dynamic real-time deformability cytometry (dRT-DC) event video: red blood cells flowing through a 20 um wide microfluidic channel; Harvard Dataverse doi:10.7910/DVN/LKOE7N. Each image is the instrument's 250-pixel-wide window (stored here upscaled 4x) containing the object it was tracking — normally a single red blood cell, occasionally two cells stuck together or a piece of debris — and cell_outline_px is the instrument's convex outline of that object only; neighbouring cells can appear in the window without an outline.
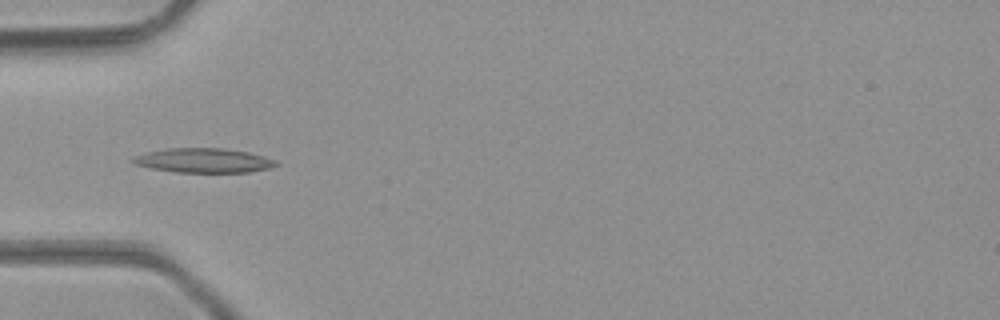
{"species": "common noctule bat (a hibernating species)", "species_latin": "Nyctalus noctula", "temperature_condition": "room temperature", "stored_images_in_passage": 10, "camera_frame_rate_fps": 3000, "um_per_image_px": 0.085, "animal": {"sex": "male", "body_mass_g": 23.1, "forearm_length_mm": 52.7}, "frame": {"image": 1, "passage_image": 4, "time_ms": 1.0, "image_size_px": [1000, 320], "cell_outline_px": [[280, 164], [268, 168], [248, 172], [176, 172], [152, 168], [136, 164], [128, 160], [132, 156], [148, 152], [168, 148], [224, 148], [248, 152], [264, 156], [276, 160]], "centroid_in_image_um": [17.3, 13.63], "position_along_channel_um": 67.7, "area_um2": 20.35}}
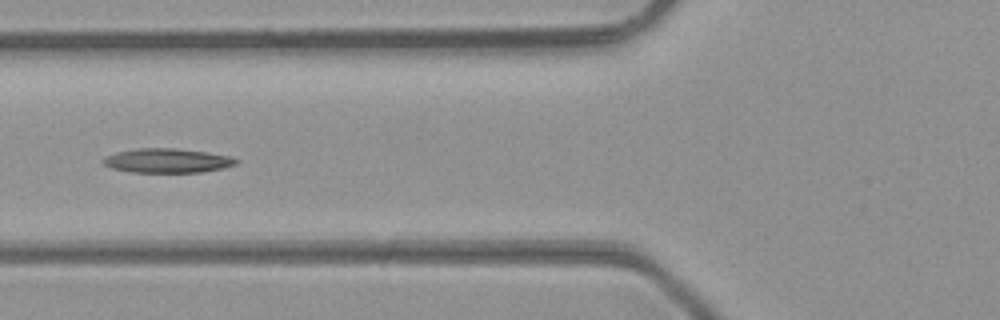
{"frame": {"image": 2, "passage_image": 7, "time_ms": 2.0, "image_size_px": [1000, 320], "cell_outline_px": [[240, 160], [236, 164], [224, 168], [200, 172], [132, 172], [112, 168], [104, 164], [100, 160], [104, 156], [116, 152], [136, 148], [176, 148], [204, 152], [228, 156]], "centroid_in_image_um": [14.17, 13.65], "position_along_channel_um": 111.6, "area_um2": 18.79}}